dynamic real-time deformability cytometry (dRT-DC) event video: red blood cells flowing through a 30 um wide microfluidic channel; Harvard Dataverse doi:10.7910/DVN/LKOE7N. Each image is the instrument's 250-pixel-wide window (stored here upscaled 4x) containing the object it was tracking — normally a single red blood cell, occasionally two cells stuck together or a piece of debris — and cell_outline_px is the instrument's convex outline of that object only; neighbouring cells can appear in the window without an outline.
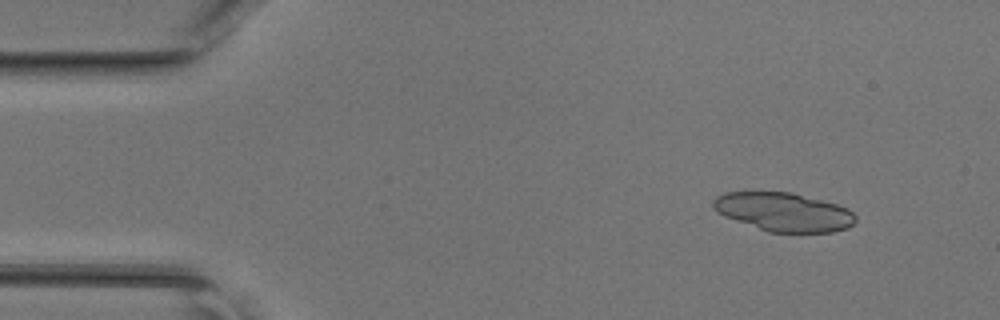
{"species": "common noctule bat (a hibernating species)", "species_latin": "Nyctalus noctula", "temperature_condition": "room temperature", "stored_images_in_passage": 33, "camera_frame_rate_fps": 3000, "um_per_image_px": 0.085, "animal": {"sex": "female", "body_mass_g": 17.0, "forearm_length_mm": 48.0}, "frame": {"image": 1, "passage_image": 5, "time_ms": 1.333, "image_size_px": [1000, 320], "cell_outline_px": [[856, 220], [848, 228], [832, 232], [768, 232], [724, 216], [716, 212], [712, 208], [712, 200], [716, 196], [724, 192], [792, 192], [836, 204], [848, 208], [856, 216]], "centroid_in_image_um": [66.59, 18.01], "position_along_channel_um": 18.4, "area_um2": 32.14}}
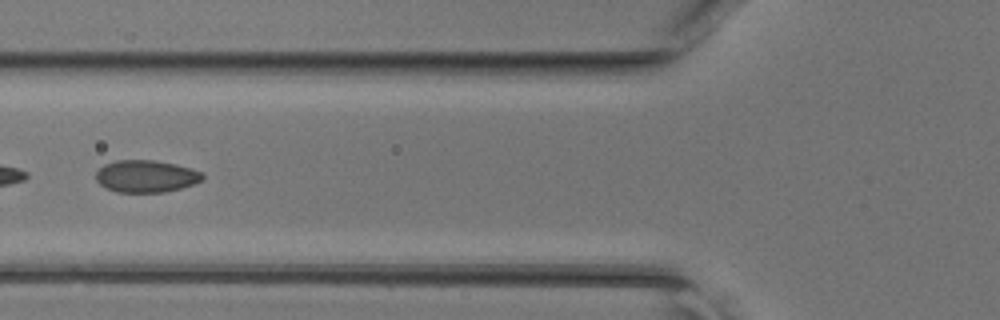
{"frame": {"image": 2, "passage_image": 18, "time_ms": 5.667, "image_size_px": [1000, 320], "cell_outline_px": [[204, 180], [180, 188], [164, 192], [116, 192], [104, 188], [96, 180], [96, 172], [104, 164], [116, 160], [152, 160], [176, 164], [192, 168], [204, 172]], "centroid_in_image_um": [12.42, 14.98], "position_along_channel_um": 113.4, "area_um2": 20.17}}
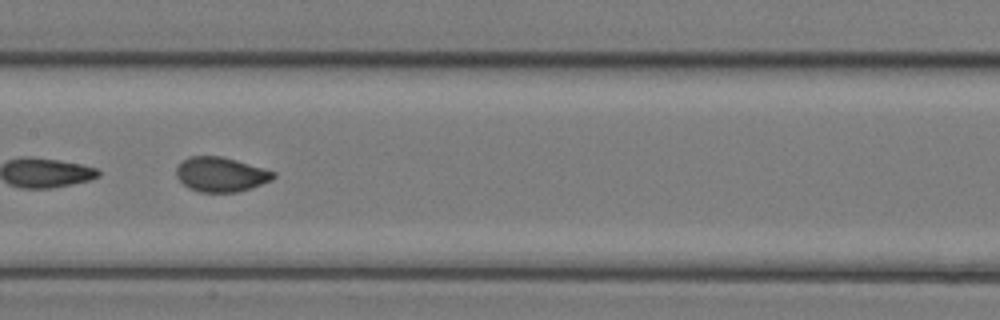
{"frame": {"image": 3, "passage_image": 23, "time_ms": 7.333, "image_size_px": [1000, 320], "cell_outline_px": [[276, 176], [272, 180], [252, 188], [236, 192], [200, 192], [188, 188], [176, 176], [176, 168], [188, 156], [220, 156], [236, 160], [276, 172]], "centroid_in_image_um": [18.78, 14.83], "position_along_channel_um": 188.6, "area_um2": 19.54}}